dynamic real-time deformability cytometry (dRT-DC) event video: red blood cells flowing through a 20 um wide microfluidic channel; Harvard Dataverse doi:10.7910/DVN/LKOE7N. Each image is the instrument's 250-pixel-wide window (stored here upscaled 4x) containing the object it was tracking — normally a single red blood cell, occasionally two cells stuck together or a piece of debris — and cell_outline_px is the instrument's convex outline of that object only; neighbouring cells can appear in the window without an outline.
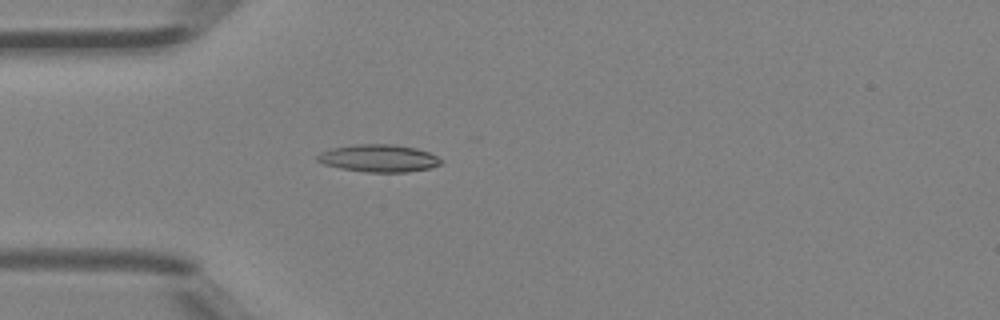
{"species": "Egyptian fruit bat (a non-hibernating species)", "species_latin": "Rousettus aegyptiacus", "temperature_condition": "room temperature", "stored_images_in_passage": 46, "camera_frame_rate_fps": 3000, "um_per_image_px": 0.085, "animal": {"sex": "female"}, "frame": {"image": 1, "passage_image": 14, "time_ms": 4.333, "image_size_px": [1000, 320], "cell_outline_px": [[444, 160], [440, 164], [432, 168], [408, 172], [364, 172], [340, 168], [324, 164], [316, 160], [316, 156], [320, 152], [332, 148], [356, 144], [392, 144], [416, 148], [428, 152]], "centroid_in_image_um": [32.2, 13.45], "position_along_channel_um": 52.8, "area_um2": 19.88}}
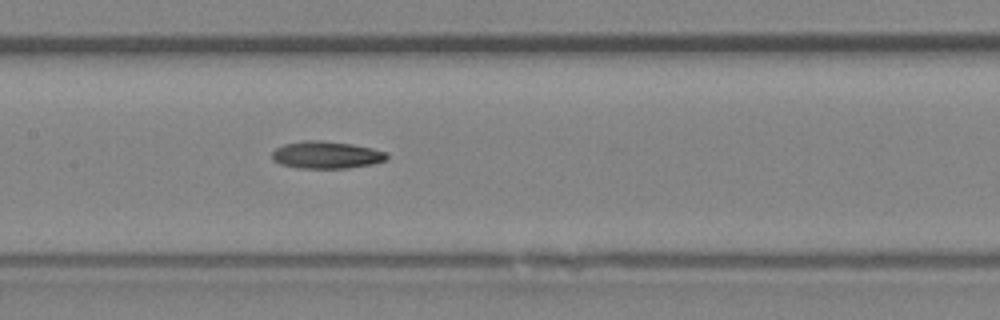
{"frame": {"image": 2, "passage_image": 23, "time_ms": 7.333, "image_size_px": [1000, 320], "cell_outline_px": [[388, 156], [384, 160], [372, 164], [348, 168], [300, 168], [280, 164], [272, 160], [272, 152], [276, 148], [284, 144], [304, 140], [320, 140], [352, 144], [372, 148], [384, 152]], "centroid_in_image_um": [27.7, 13.16], "position_along_channel_um": 179.7, "area_um2": 18.15}}
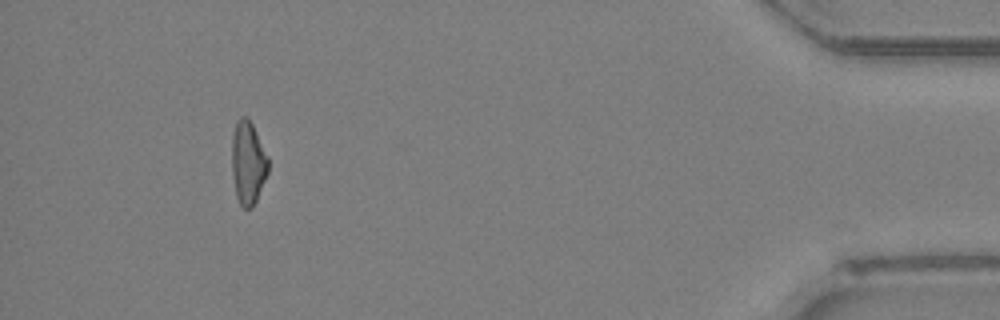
{"frame": {"image": 3, "passage_image": 43, "time_ms": 14.0, "image_size_px": [1000, 320], "cell_outline_px": [[268, 172], [256, 200], [252, 208], [244, 208], [240, 204], [236, 196], [232, 176], [232, 136], [236, 120], [240, 116], [244, 116], [252, 124], [268, 156]], "centroid_in_image_um": [21.07, 13.83], "position_along_channel_um": 414.1, "area_um2": 17.57}}